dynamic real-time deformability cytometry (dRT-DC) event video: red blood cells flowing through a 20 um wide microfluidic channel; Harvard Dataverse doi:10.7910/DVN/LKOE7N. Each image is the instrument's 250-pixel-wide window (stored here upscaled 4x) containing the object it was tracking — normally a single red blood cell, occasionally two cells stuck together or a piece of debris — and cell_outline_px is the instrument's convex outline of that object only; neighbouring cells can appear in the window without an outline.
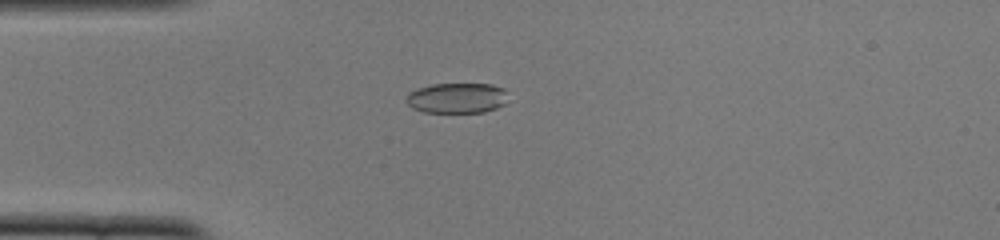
{"species": "common noctule bat (a hibernating species)", "species_latin": "Nyctalus noctula", "temperature_condition": "cold", "stored_images_in_passage": 42, "camera_frame_rate_fps": 3000, "um_per_image_px": 0.085, "animal": {"sex": "female", "body_mass_g": 22.0, "forearm_length_mm": 56.7}, "frame": {"image": 1, "passage_image": 4, "time_ms": 1.0, "image_size_px": [1000, 240], "cell_outline_px": [[504, 104], [496, 108], [484, 112], [424, 112], [412, 108], [404, 100], [408, 92], [432, 84], [492, 84], [504, 88]], "centroid_in_image_um": [38.78, 8.33], "position_along_channel_um": 46.2, "area_um2": 17.86}}
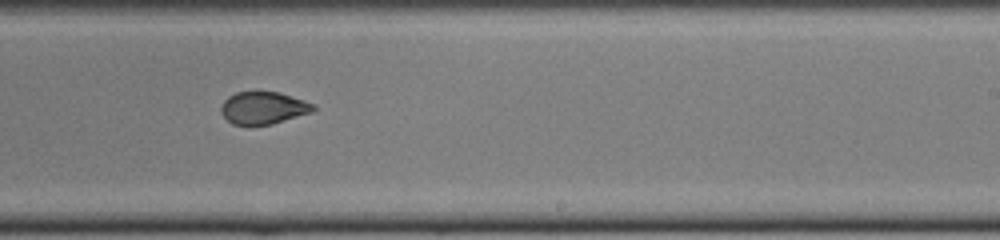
{"frame": {"image": 2, "passage_image": 22, "time_ms": 7.0, "image_size_px": [1000, 240], "cell_outline_px": [[316, 108], [312, 112], [272, 124], [232, 124], [220, 112], [220, 108], [224, 100], [228, 96], [236, 92], [276, 92], [316, 104]], "centroid_in_image_um": [22.38, 9.17], "position_along_channel_um": 266.6, "area_um2": 17.17}}
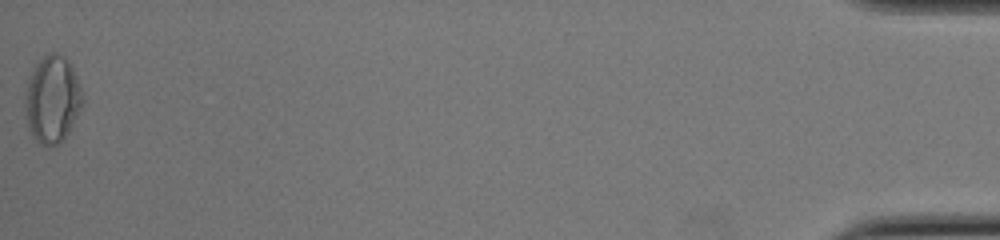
{"frame": {"image": 3, "passage_image": 42, "time_ms": 13.667, "image_size_px": [1000, 240], "cell_outline_px": [[84, 100], [68, 132], [60, 144], [40, 144], [32, 136], [28, 128], [24, 108], [24, 92], [32, 68], [48, 52], [56, 52], [64, 56], [68, 60], [80, 84]], "centroid_in_image_um": [4.42, 8.42], "position_along_channel_um": 430.8, "area_um2": 29.25}, "authors_computed_cell_mechanics": {"area_um2": 18.8428, "velocity_mm_per_s": 3.9146, "shape_relaxation_time_tau1_ms": null, "shape_relaxation_time_tau2_ms": 1.3575, "deformation_change_tau1": null, "deformation_change_tau2": 0.0693}}